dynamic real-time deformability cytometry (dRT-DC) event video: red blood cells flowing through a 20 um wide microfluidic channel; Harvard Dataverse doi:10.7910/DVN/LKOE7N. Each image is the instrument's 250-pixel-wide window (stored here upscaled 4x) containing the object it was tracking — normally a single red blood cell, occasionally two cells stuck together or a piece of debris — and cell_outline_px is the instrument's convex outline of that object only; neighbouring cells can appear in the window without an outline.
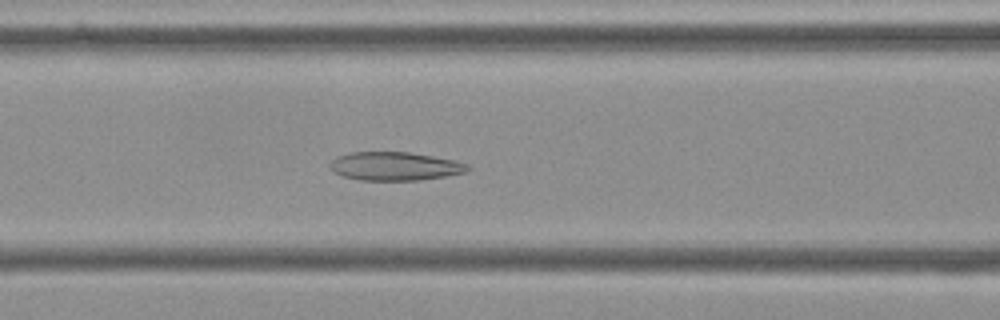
{"species": "Egyptian fruit bat (a non-hibernating species)", "species_latin": "Rousettus aegyptiacus", "temperature_condition": "cold", "stored_images_in_passage": 39, "camera_frame_rate_fps": 3000, "um_per_image_px": 0.085, "frame": {"image": 1, "passage_image": 6, "time_ms": 1.667, "image_size_px": [1000, 320], "cell_outline_px": [[472, 168], [464, 172], [444, 176], [416, 180], [360, 180], [344, 176], [332, 172], [328, 168], [328, 164], [336, 156], [352, 152], [408, 152], [432, 156], [452, 160], [468, 164]], "centroid_in_image_um": [33.49, 14.12], "position_along_channel_um": 133.1, "area_um2": 22.77}}
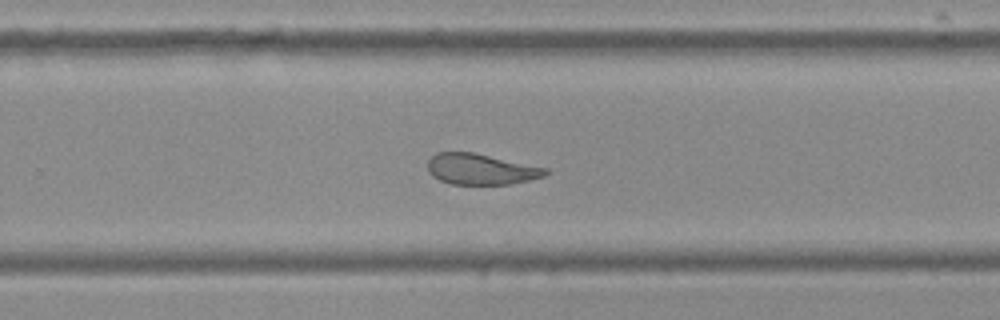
{"frame": {"image": 2, "passage_image": 19, "time_ms": 6.0, "image_size_px": [1000, 320], "cell_outline_px": [[548, 172], [544, 176], [512, 184], [452, 184], [440, 180], [432, 176], [428, 172], [428, 160], [436, 152], [472, 152], [548, 168]], "centroid_in_image_um": [40.85, 14.38], "position_along_channel_um": 288.9, "area_um2": 21.1}}
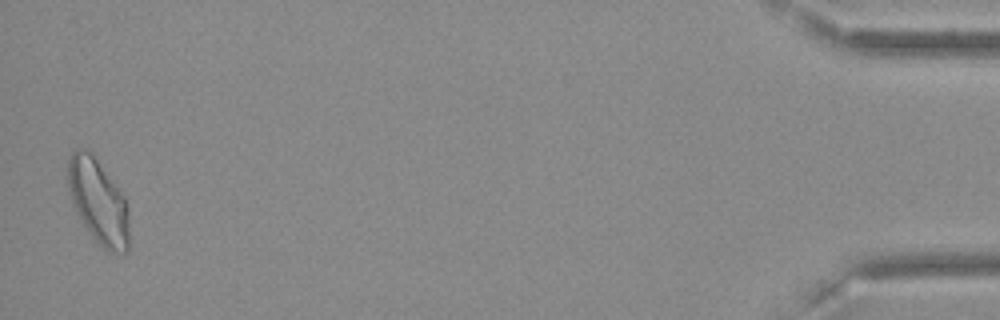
{"frame": {"image": 3, "passage_image": 38, "time_ms": 12.333, "image_size_px": [1000, 320], "cell_outline_px": [[128, 252], [108, 252], [92, 240], [76, 212], [72, 204], [68, 192], [68, 160], [72, 152], [76, 148], [84, 148], [92, 152], [124, 196], [128, 212]], "centroid_in_image_um": [8.32, 17.14], "position_along_channel_um": 426.9, "area_um2": 30.52}}